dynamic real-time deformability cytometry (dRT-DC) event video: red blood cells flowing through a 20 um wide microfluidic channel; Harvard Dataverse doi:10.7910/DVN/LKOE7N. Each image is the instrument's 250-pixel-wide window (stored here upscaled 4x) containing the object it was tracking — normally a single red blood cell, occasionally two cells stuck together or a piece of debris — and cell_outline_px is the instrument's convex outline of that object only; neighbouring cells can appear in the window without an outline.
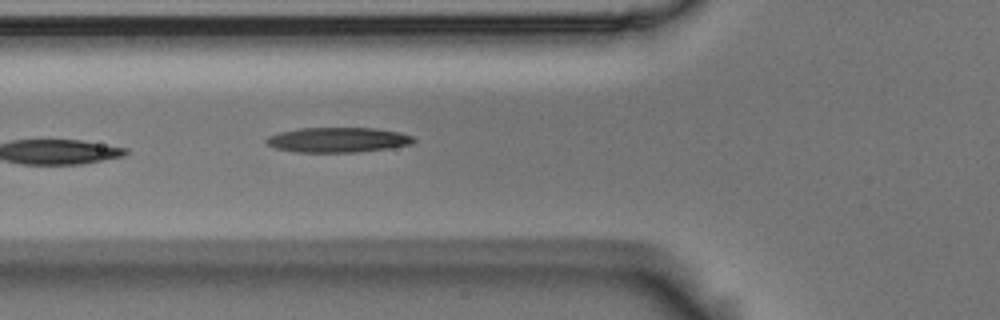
{"species": "Egyptian fruit bat (a non-hibernating species)", "species_latin": "Rousettus aegyptiacus", "temperature_condition": "room temperature", "stored_images_in_passage": 6, "camera_frame_rate_fps": 3000, "um_per_image_px": 0.085, "animal": {"sex": "male"}, "frame": {"image": 1, "passage_image": 6, "time_ms": 1.667, "image_size_px": [1000, 320], "cell_outline_px": [[416, 140], [412, 144], [388, 148], [360, 152], [296, 152], [276, 148], [264, 144], [264, 140], [268, 136], [280, 132], [300, 128], [376, 128], [400, 132], [412, 136]], "centroid_in_image_um": [28.7, 11.89], "position_along_channel_um": 97.1, "area_um2": 21.56}}